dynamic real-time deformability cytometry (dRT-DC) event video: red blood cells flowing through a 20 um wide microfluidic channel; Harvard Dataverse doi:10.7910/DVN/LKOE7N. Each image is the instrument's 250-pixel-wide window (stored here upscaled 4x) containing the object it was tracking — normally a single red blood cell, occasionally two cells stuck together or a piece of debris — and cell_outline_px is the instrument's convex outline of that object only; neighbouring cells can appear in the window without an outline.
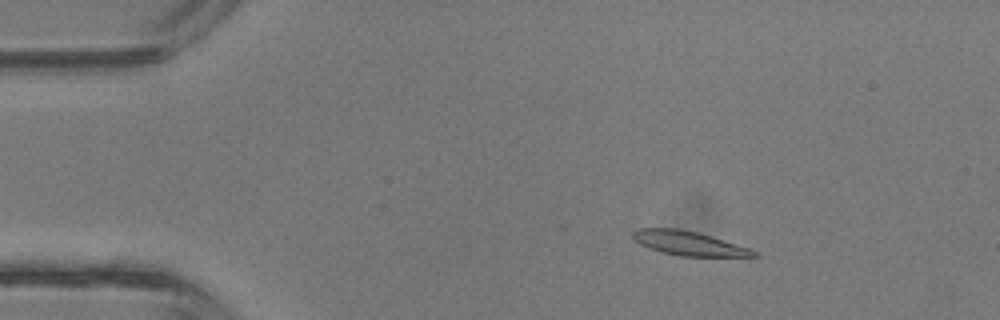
{"species": "common noctule bat (a hibernating species)", "species_latin": "Nyctalus noctula", "temperature_condition": "room temperature", "stored_images_in_passage": 33, "camera_frame_rate_fps": 3000, "um_per_image_px": 0.085, "animal": {"sex": "male", "body_mass_g": 13.3}, "frame": {"image": 1, "passage_image": 6, "time_ms": 1.667, "image_size_px": [1000, 320], "cell_outline_px": [[760, 256], [680, 256], [660, 252], [648, 248], [640, 244], [632, 236], [632, 232], [636, 228], [676, 228], [696, 232], [712, 236], [748, 248], [756, 252]], "centroid_in_image_um": [58.48, 20.67], "position_along_channel_um": 26.5, "area_um2": 16.88}}
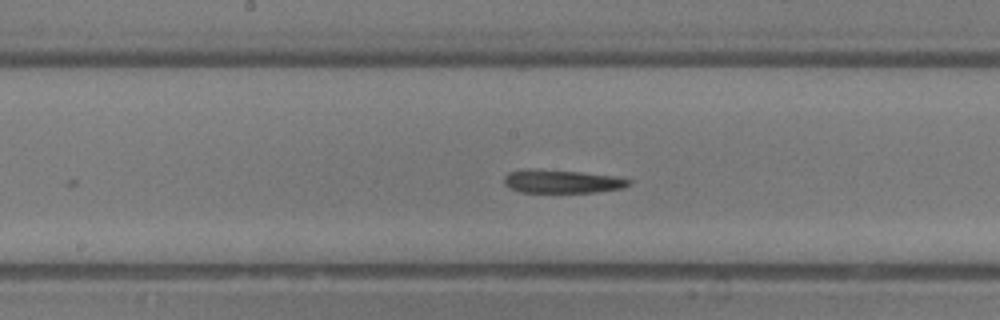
{"frame": {"image": 2, "passage_image": 21, "time_ms": 6.667, "image_size_px": [1000, 320], "cell_outline_px": [[632, 184], [624, 188], [596, 192], [520, 192], [504, 184], [504, 176], [508, 172], [576, 172], [612, 176], [632, 180]], "centroid_in_image_um": [47.89, 15.48], "position_along_channel_um": 200.3, "area_um2": 15.84}}
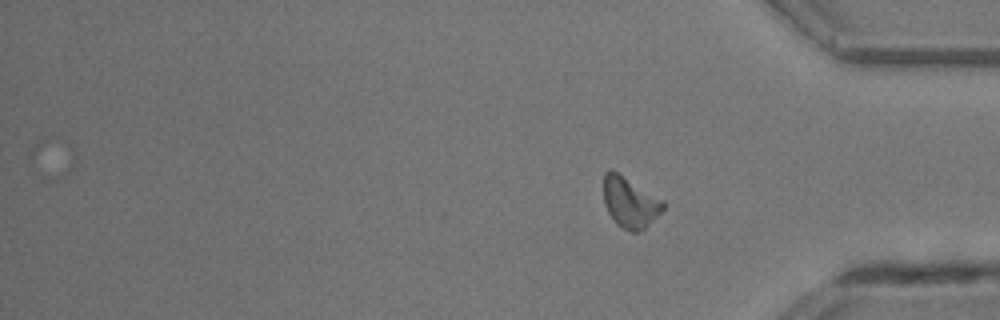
{"frame": {"image": 3, "passage_image": 33, "time_ms": 10.667, "image_size_px": [1000, 320], "cell_outline_px": [[664, 208], [644, 228], [636, 232], [632, 232], [616, 224], [608, 212], [604, 204], [604, 172], [608, 168], [612, 168], [664, 200]], "centroid_in_image_um": [53.52, 17.15], "position_along_channel_um": 381.7, "area_um2": 17.57}}